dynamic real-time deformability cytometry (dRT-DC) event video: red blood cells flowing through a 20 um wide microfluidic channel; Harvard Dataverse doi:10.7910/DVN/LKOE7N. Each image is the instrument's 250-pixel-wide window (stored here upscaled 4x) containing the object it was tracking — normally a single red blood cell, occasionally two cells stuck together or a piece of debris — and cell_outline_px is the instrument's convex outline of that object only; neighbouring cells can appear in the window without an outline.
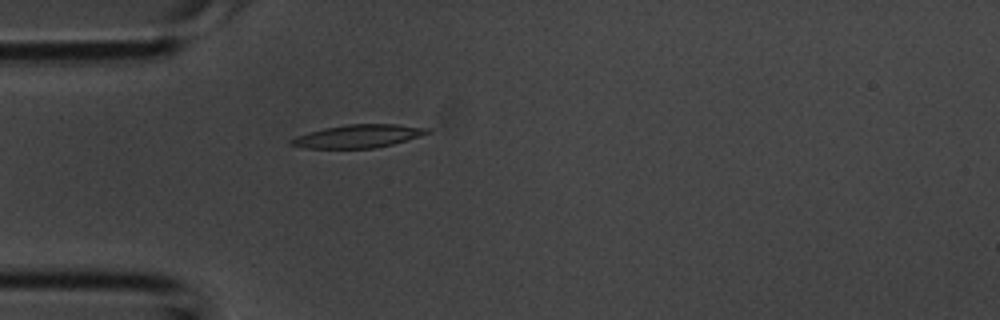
{"species": "common noctule bat (a hibernating species)", "species_latin": "Nyctalus noctula", "temperature_condition": "room temperature", "stored_images_in_passage": 1, "camera_frame_rate_fps": 3000, "um_per_image_px": 0.085, "animal": {"sex": "male", "body_mass_g": 20.1, "forearm_length_mm": 53.5}, "frame": {"image": 1, "passage_image": 1, "time_ms": 0.0, "image_size_px": [1000, 320], "cell_outline_px": [[432, 132], [420, 136], [392, 144], [376, 148], [304, 148], [288, 144], [288, 140], [296, 136], [324, 128], [348, 124], [396, 124], [428, 128]], "centroid_in_image_um": [30.42, 11.58], "position_along_channel_um": 54.6, "area_um2": 18.26}}